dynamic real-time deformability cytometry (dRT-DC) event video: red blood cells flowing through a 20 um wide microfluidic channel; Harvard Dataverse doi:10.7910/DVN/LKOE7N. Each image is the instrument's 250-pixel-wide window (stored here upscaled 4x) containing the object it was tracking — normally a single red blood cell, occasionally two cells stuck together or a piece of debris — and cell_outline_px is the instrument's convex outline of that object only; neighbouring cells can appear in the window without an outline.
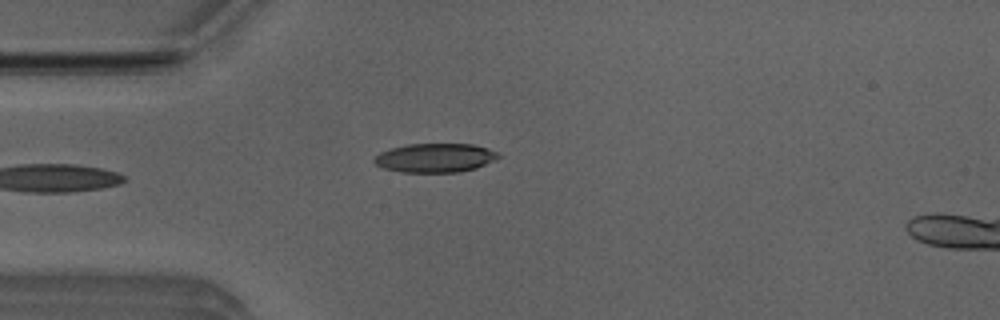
{"species": "Egyptian fruit bat (a non-hibernating species)", "species_latin": "Rousettus aegyptiacus", "temperature_condition": "room temperature", "stored_images_in_passage": 4, "camera_frame_rate_fps": 3000, "um_per_image_px": 0.085, "animal": {"sex": "male"}, "frame": {"image": 1, "passage_image": 4, "time_ms": 1.0, "image_size_px": [1000, 320], "cell_outline_px": [[500, 156], [476, 168], [460, 172], [400, 172], [384, 168], [376, 164], [372, 160], [380, 152], [392, 148], [408, 144], [472, 144], [488, 148], [496, 152]], "centroid_in_image_um": [36.96, 13.42], "position_along_channel_um": 48.0, "area_um2": 20.75}}